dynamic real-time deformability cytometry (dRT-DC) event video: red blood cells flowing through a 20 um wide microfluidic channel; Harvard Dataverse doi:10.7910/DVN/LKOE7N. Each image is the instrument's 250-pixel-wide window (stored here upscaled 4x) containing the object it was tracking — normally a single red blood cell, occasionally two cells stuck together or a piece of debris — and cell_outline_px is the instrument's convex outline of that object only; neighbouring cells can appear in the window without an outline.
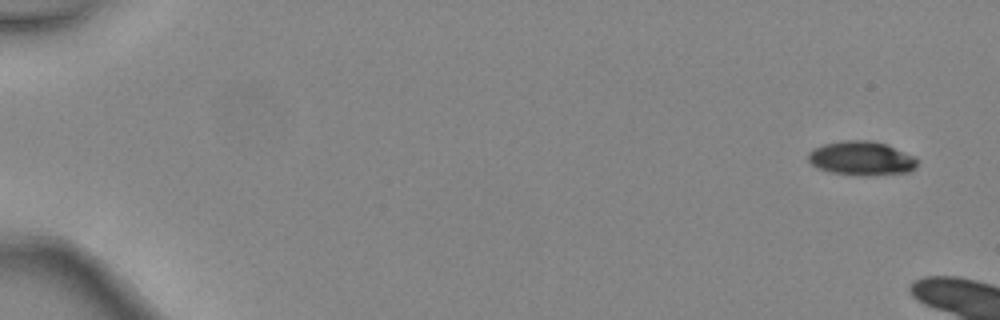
{"species": "common noctule bat (a hibernating species)", "species_latin": "Nyctalus noctula", "temperature_condition": "warm", "stored_images_in_passage": 5, "camera_frame_rate_fps": 3000, "um_per_image_px": 0.085, "animal": {"sex": "female", "body_mass_g": 24.6, "forearm_length_mm": 56.2}, "frame": {"image": 1, "passage_image": 1, "time_ms": 0.0, "image_size_px": [1000, 320], "cell_outline_px": [[916, 168], [908, 172], [872, 176], [860, 176], [828, 172], [816, 168], [808, 160], [808, 152], [812, 148], [824, 144], [840, 140], [872, 140], [888, 144], [916, 156]], "centroid_in_image_um": [73.22, 13.46], "position_along_channel_um": 11.8, "area_um2": 22.25}}